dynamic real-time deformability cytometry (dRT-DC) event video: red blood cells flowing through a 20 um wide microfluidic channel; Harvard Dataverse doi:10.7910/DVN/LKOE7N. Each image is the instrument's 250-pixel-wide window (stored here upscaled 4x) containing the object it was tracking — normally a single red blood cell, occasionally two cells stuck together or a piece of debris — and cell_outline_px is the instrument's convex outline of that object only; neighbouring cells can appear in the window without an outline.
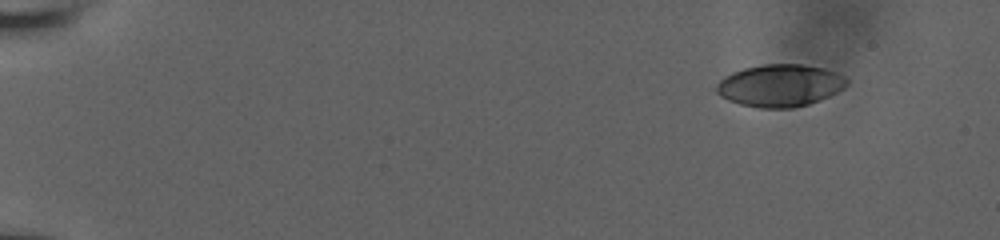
{"species": "human", "species_latin": "Homo sapiens", "temperature_condition": "room temperature", "stored_images_in_passage": 52, "camera_frame_rate_fps": 3000, "um_per_image_px": 0.085, "donor": {"sex": "male"}, "frame": {"image": 1, "passage_image": 1, "time_ms": 0.0, "image_size_px": [1000, 240], "cell_outline_px": [[848, 84], [844, 88], [828, 96], [808, 104], [792, 108], [760, 108], [740, 104], [728, 100], [720, 96], [716, 92], [716, 84], [724, 76], [732, 72], [744, 68], [764, 64], [804, 64], [824, 68], [848, 76]], "centroid_in_image_um": [66.31, 7.26], "position_along_channel_um": 18.7, "area_um2": 32.31}}
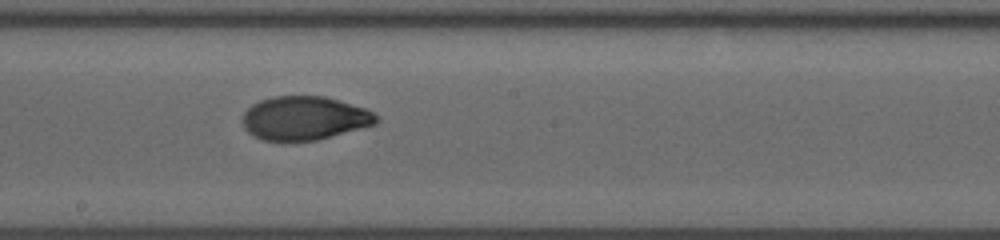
{"frame": {"image": 2, "passage_image": 29, "time_ms": 9.333, "image_size_px": [1000, 240], "cell_outline_px": [[380, 120], [376, 124], [316, 140], [264, 140], [252, 136], [244, 128], [244, 112], [252, 104], [260, 100], [272, 96], [324, 96], [364, 108], [372, 112]], "centroid_in_image_um": [25.86, 10.03], "position_along_channel_um": 222.3, "area_um2": 33.7}}
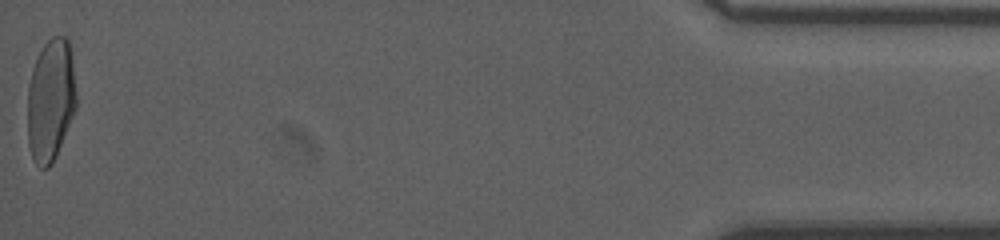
{"frame": {"image": 3, "passage_image": 52, "time_ms": 17.0, "image_size_px": [1000, 240], "cell_outline_px": [[76, 108], [56, 156], [52, 164], [48, 168], [40, 168], [32, 160], [28, 144], [28, 84], [32, 68], [44, 44], [52, 36], [64, 36], [68, 40], [72, 64], [76, 92]], "centroid_in_image_um": [4.29, 8.55], "position_along_channel_um": 430.9, "area_um2": 34.74}, "authors_computed_cell_mechanics": {"area_um2": 34.1309, "velocity_mm_per_s": 3.832, "shape_relaxation_time_tau1_ms": 6.6345, "shape_relaxation_time_tau2_ms": 1.0899, "deformation_change_tau1": 0.2412, "deformation_change_tau2": 0.038}}